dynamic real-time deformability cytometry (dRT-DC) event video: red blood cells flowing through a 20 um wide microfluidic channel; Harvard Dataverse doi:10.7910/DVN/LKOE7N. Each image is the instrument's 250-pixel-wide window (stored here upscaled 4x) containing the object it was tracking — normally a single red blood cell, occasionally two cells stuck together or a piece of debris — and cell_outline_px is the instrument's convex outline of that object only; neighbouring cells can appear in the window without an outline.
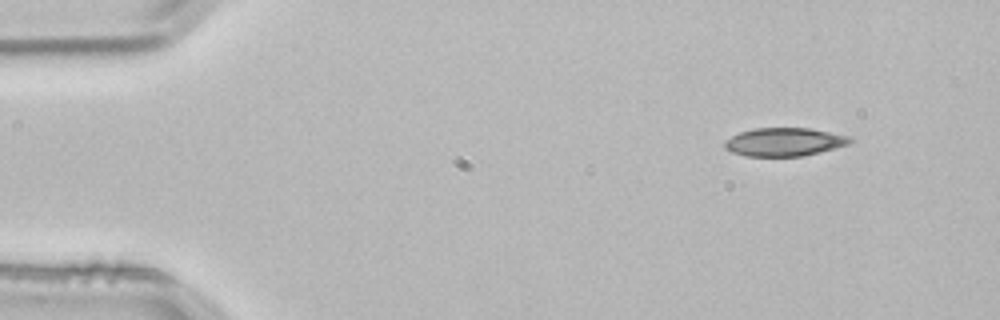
{"species": "common noctule bat (a hibernating species)", "species_latin": "Nyctalus noctula", "temperature_condition": "room temperature", "stored_images_in_passage": 3, "camera_frame_rate_fps": 3000, "um_per_image_px": 0.085, "animal": {"sex": "male", "body_mass_g": 21.5, "forearm_length_mm": 52.0}, "frame": {"image": 1, "passage_image": 1, "time_ms": 0.0, "image_size_px": [1000, 320], "cell_outline_px": [[856, 140], [848, 144], [820, 152], [800, 156], [744, 156], [732, 152], [724, 148], [724, 140], [740, 132], [756, 128], [808, 128], [848, 136]], "centroid_in_image_um": [66.64, 12.07], "position_along_channel_um": 18.4, "area_um2": 20.58}}
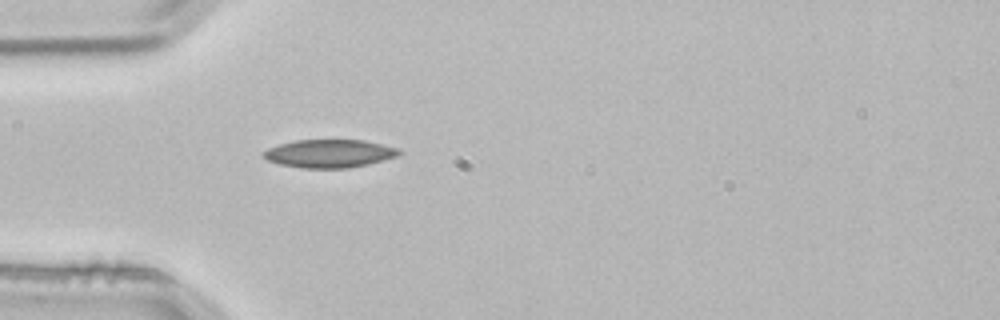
{"frame": {"image": 2, "passage_image": 3, "time_ms": 0.667, "image_size_px": [1000, 320], "cell_outline_px": [[404, 152], [400, 156], [368, 164], [348, 168], [300, 168], [280, 164], [268, 160], [264, 156], [264, 152], [268, 148], [280, 144], [296, 140], [364, 140], [400, 148]], "centroid_in_image_um": [28.08, 13.05], "position_along_channel_um": 56.9, "area_um2": 22.31}}